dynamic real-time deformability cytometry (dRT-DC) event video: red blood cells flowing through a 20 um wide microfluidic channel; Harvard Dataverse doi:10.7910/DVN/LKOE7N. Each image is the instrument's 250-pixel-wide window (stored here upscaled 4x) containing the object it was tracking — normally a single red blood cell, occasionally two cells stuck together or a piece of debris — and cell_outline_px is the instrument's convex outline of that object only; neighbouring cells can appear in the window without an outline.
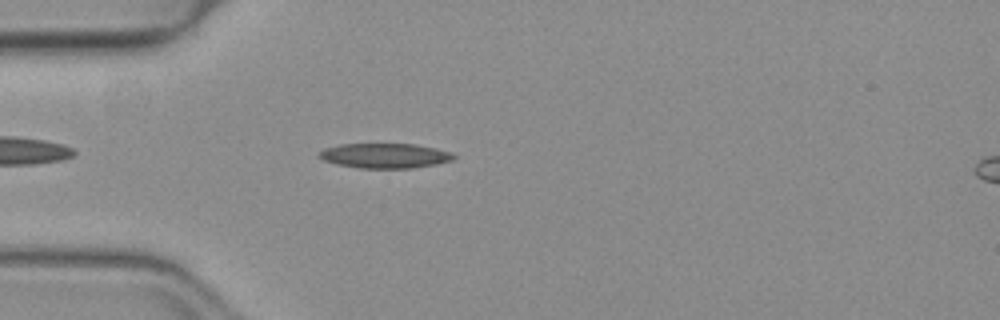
{"species": "common noctule bat (a hibernating species)", "species_latin": "Nyctalus noctula", "temperature_condition": "warm", "stored_images_in_passage": 40, "camera_frame_rate_fps": 3000, "um_per_image_px": 0.085, "animal": {"sex": "female", "body_mass_g": 19.3, "forearm_length_mm": 54.1}, "frame": {"image": 1, "passage_image": 3, "time_ms": 0.667, "image_size_px": [1000, 320], "cell_outline_px": [[456, 156], [452, 160], [436, 164], [412, 168], [360, 168], [336, 164], [324, 160], [320, 156], [320, 152], [324, 148], [340, 144], [416, 144], [436, 148], [452, 152]], "centroid_in_image_um": [32.75, 13.23], "position_along_channel_um": 52.3, "area_um2": 19.42}}
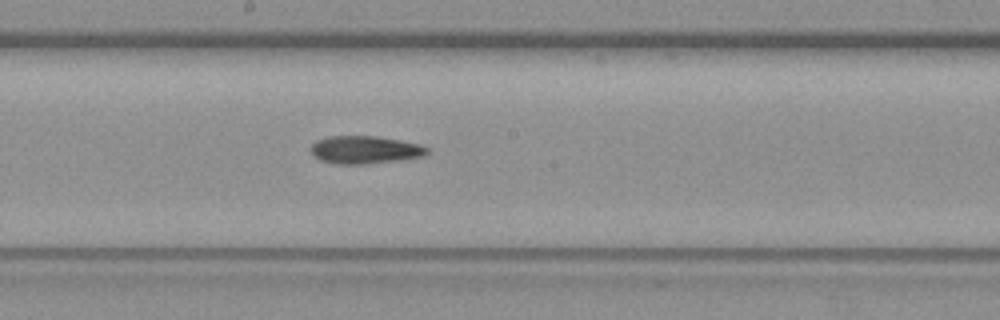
{"frame": {"image": 2, "passage_image": 16, "time_ms": 5.0, "image_size_px": [1000, 320], "cell_outline_px": [[428, 152], [424, 156], [400, 160], [368, 164], [336, 164], [320, 160], [312, 152], [312, 144], [316, 140], [328, 136], [376, 136], [400, 140], [416, 144], [428, 148]], "centroid_in_image_um": [31.01, 12.73], "position_along_channel_um": 217.2, "area_um2": 18.73}}
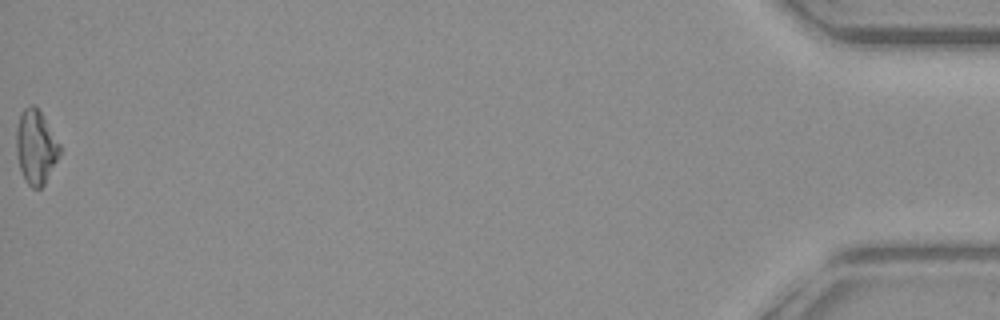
{"frame": {"image": 3, "passage_image": 40, "time_ms": 13.0, "image_size_px": [1000, 320], "cell_outline_px": [[60, 152], [44, 184], [40, 188], [32, 188], [28, 184], [20, 168], [16, 152], [16, 128], [20, 116], [24, 108], [32, 104], [40, 112], [60, 144]], "centroid_in_image_um": [3.02, 12.49], "position_along_channel_um": 432.2, "area_um2": 18.21}, "authors_computed_cell_mechanics": {"area_um2": 18.7561, "velocity_mm_per_s": 4.0041, "shape_relaxation_time_tau1_ms": 4.9863, "shape_relaxation_time_tau2_ms": 8.3181, "deformation_change_tau1": 0.1392, "deformation_change_tau2": 0.1986}}